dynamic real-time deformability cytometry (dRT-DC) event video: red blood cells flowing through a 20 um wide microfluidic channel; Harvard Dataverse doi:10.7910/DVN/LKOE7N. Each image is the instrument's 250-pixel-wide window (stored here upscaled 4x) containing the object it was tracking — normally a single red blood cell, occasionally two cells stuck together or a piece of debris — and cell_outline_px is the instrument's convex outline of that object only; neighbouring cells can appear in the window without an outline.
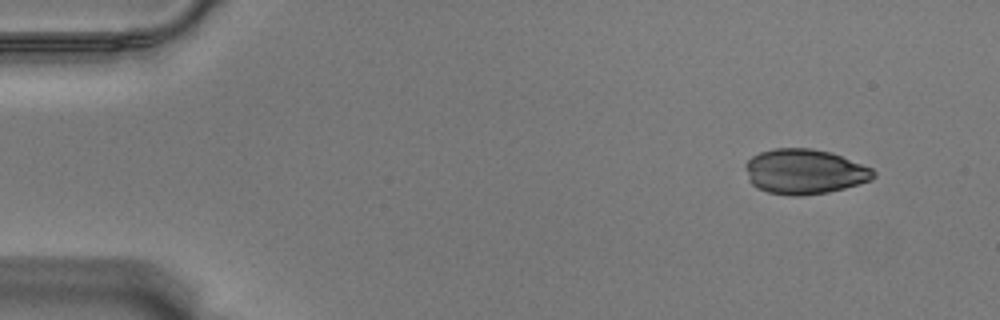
{"species": "Egyptian fruit bat (a non-hibernating species)", "species_latin": "Rousettus aegyptiacus", "temperature_condition": "warm", "stored_images_in_passage": 53, "camera_frame_rate_fps": 3000, "um_per_image_px": 0.085, "animal": {"sex": "male"}, "frame": {"image": 1, "passage_image": 1, "time_ms": 0.0, "image_size_px": [1000, 320], "cell_outline_px": [[876, 176], [872, 180], [844, 188], [828, 192], [804, 196], [788, 196], [768, 192], [756, 188], [752, 184], [744, 168], [744, 164], [752, 156], [760, 152], [776, 148], [812, 148], [832, 152], [872, 168], [876, 172]], "centroid_in_image_um": [68.38, 14.59], "position_along_channel_um": 16.6, "area_um2": 33.87}}
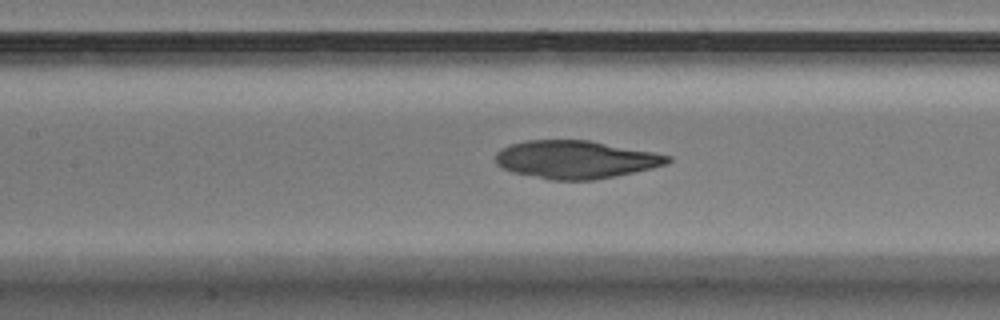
{"frame": {"image": 2, "passage_image": 22, "time_ms": 7.0, "image_size_px": [1000, 320], "cell_outline_px": [[672, 160], [664, 164], [652, 168], [592, 180], [552, 180], [512, 172], [496, 164], [496, 152], [500, 148], [524, 140], [588, 140], [652, 152], [672, 156]], "centroid_in_image_um": [48.89, 13.55], "position_along_channel_um": 158.5, "area_um2": 37.69}}